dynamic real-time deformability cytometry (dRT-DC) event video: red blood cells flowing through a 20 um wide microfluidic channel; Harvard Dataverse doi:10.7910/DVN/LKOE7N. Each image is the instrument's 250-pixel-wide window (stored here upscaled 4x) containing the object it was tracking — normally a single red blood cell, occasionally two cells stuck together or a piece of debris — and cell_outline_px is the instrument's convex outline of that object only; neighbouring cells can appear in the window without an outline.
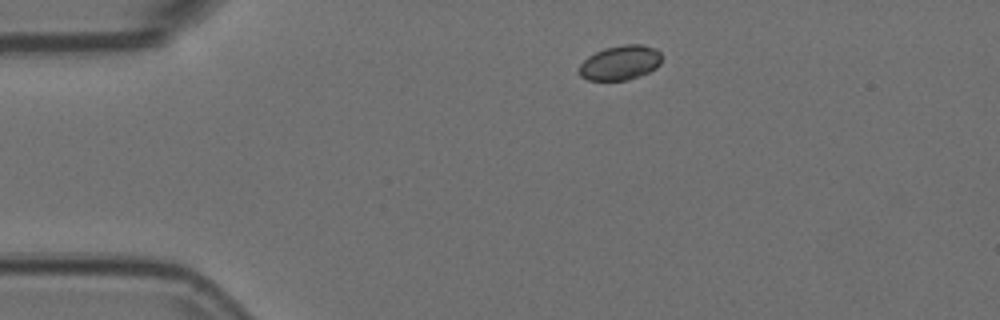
{"species": "Egyptian fruit bat (a non-hibernating species)", "species_latin": "Rousettus aegyptiacus", "temperature_condition": "room temperature", "stored_images_in_passage": 12, "camera_frame_rate_fps": 3000, "um_per_image_px": 0.085, "animal": {"sex": "female"}, "frame": {"image": 1, "passage_image": 1, "time_ms": 0.0, "image_size_px": [1000, 320], "cell_outline_px": [[660, 64], [656, 68], [640, 76], [628, 80], [588, 80], [580, 76], [580, 64], [588, 56], [604, 48], [624, 44], [644, 44], [656, 48], [660, 52]], "centroid_in_image_um": [52.73, 5.32], "position_along_channel_um": 32.3, "area_um2": 16.7}}
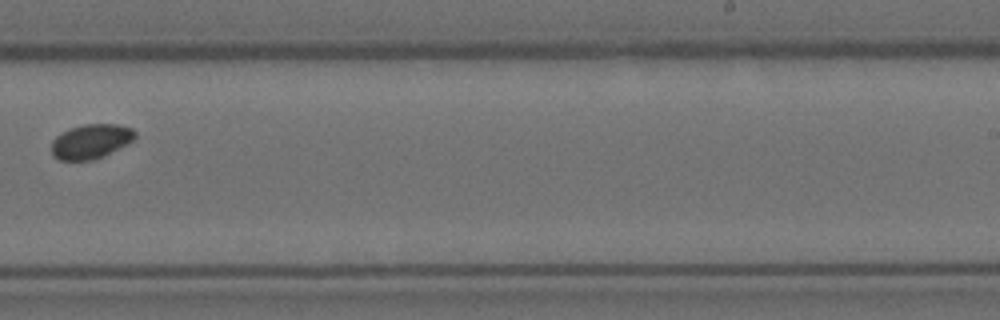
{"frame": {"image": 2, "passage_image": 7, "time_ms": 2.0, "image_size_px": [1000, 320], "cell_outline_px": [[136, 136], [128, 144], [104, 156], [92, 160], [60, 160], [52, 152], [52, 140], [56, 136], [68, 128], [84, 124], [120, 124], [132, 128], [136, 132]], "centroid_in_image_um": [7.75, 12.0], "position_along_channel_um": 281.2, "area_um2": 16.88}}
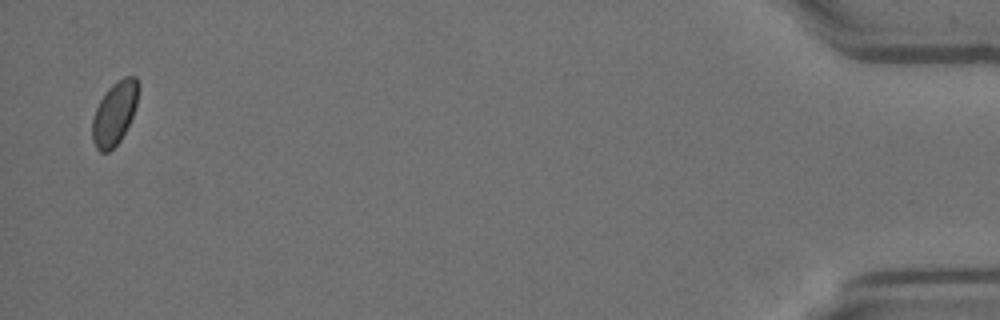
{"frame": {"image": 3, "passage_image": 12, "time_ms": 3.667, "image_size_px": [1000, 320], "cell_outline_px": [[140, 88], [136, 104], [132, 116], [120, 140], [108, 152], [100, 152], [96, 148], [92, 140], [92, 120], [96, 108], [100, 100], [108, 88], [112, 84], [124, 76], [136, 76], [140, 84]], "centroid_in_image_um": [9.74, 9.59], "position_along_channel_um": 425.5, "area_um2": 16.94}}